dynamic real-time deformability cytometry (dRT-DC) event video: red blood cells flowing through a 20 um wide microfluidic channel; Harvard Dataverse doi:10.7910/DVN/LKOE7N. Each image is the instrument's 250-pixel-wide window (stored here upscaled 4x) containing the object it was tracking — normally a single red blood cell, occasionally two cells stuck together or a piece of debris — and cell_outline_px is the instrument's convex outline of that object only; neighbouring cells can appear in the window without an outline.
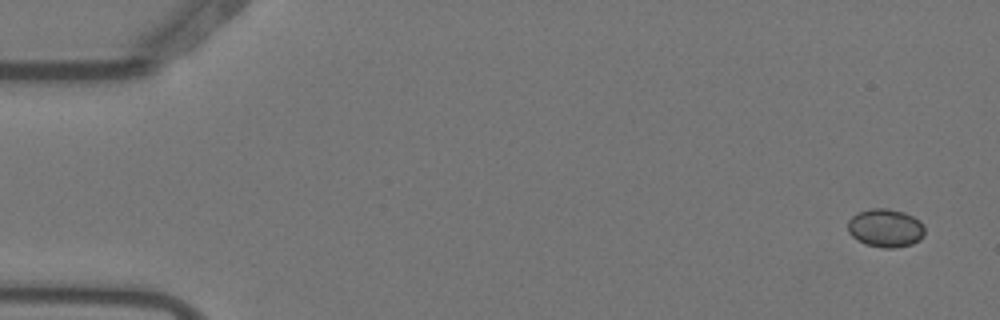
{"species": "Egyptian fruit bat (a non-hibernating species)", "species_latin": "Rousettus aegyptiacus", "temperature_condition": "warm", "stored_images_in_passage": 6, "camera_frame_rate_fps": 3000, "um_per_image_px": 0.085, "animal": {"sex": "female"}, "frame": {"image": 1, "passage_image": 1, "time_ms": 0.0, "image_size_px": [1000, 320], "cell_outline_px": [[924, 236], [920, 240], [912, 244], [892, 248], [884, 248], [864, 244], [856, 240], [848, 232], [848, 220], [852, 216], [860, 212], [872, 208], [888, 208], [904, 212], [912, 216], [924, 228]], "centroid_in_image_um": [75.24, 19.39], "position_along_channel_um": 9.8, "area_um2": 17.11}}